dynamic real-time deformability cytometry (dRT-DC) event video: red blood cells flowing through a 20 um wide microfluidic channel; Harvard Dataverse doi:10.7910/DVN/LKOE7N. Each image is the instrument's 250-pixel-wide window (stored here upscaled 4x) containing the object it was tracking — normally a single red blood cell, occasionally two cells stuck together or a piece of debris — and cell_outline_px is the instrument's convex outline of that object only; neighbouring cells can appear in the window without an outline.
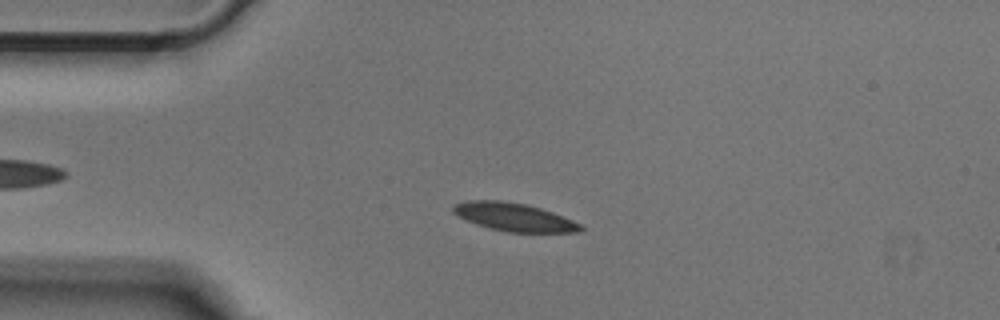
{"species": "Egyptian fruit bat (a non-hibernating species)", "species_latin": "Rousettus aegyptiacus", "temperature_condition": "cold", "stored_images_in_passage": 50, "camera_frame_rate_fps": 3000, "um_per_image_px": 0.085, "animal": {"sex": "male"}, "frame": {"image": 1, "passage_image": 11, "time_ms": 3.333, "image_size_px": [1000, 320], "cell_outline_px": [[584, 228], [580, 232], [508, 232], [488, 228], [476, 224], [452, 212], [452, 204], [464, 200], [500, 200], [528, 204], [552, 212], [572, 220], [580, 224]], "centroid_in_image_um": [43.66, 18.44], "position_along_channel_um": 41.3, "area_um2": 20.92}}
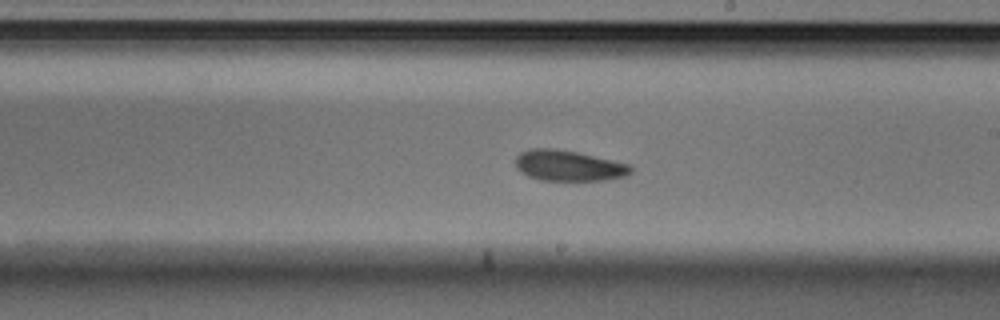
{"frame": {"image": 2, "passage_image": 28, "time_ms": 9.0, "image_size_px": [1000, 320], "cell_outline_px": [[632, 172], [624, 176], [604, 180], [540, 180], [528, 176], [516, 168], [516, 156], [520, 152], [528, 148], [556, 148], [576, 152], [612, 160], [628, 164], [632, 168]], "centroid_in_image_um": [48.28, 14.07], "position_along_channel_um": 240.7, "area_um2": 20.52}}
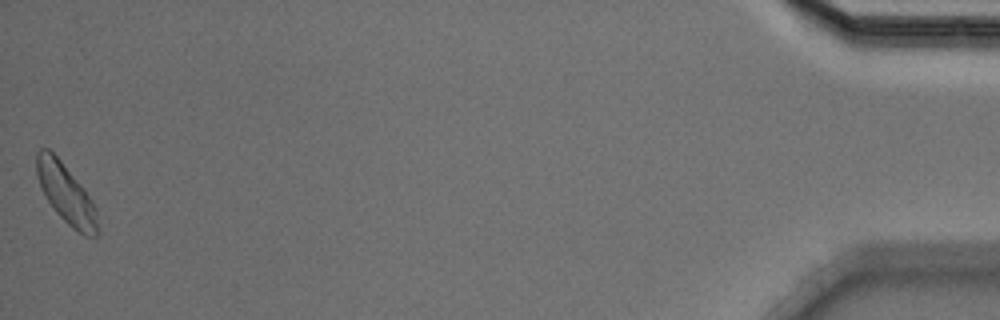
{"frame": {"image": 3, "passage_image": 50, "time_ms": 16.333, "image_size_px": [1000, 320], "cell_outline_px": [[96, 236], [84, 236], [72, 228], [52, 208], [40, 188], [36, 176], [36, 152], [40, 148], [48, 148], [60, 160], [80, 184], [92, 200], [96, 208]], "centroid_in_image_um": [5.56, 16.44], "position_along_channel_um": 429.6, "area_um2": 20.87}}